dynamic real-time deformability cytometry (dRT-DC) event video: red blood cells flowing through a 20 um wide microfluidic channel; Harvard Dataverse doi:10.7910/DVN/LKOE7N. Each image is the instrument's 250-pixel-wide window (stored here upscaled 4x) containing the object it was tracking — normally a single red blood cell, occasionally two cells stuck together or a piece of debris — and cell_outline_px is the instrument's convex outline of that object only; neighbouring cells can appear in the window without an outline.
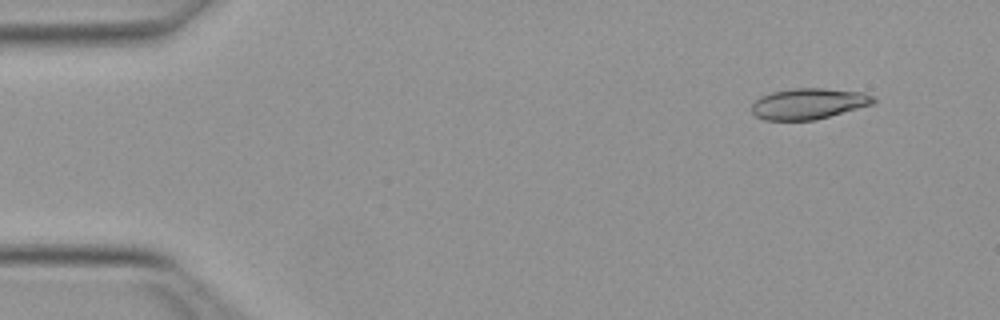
{"species": "Egyptian fruit bat (a non-hibernating species)", "species_latin": "Rousettus aegyptiacus", "temperature_condition": "warm", "stored_images_in_passage": 51, "camera_frame_rate_fps": 3000, "um_per_image_px": 0.085, "animal": {"sex": "female"}, "frame": {"image": 1, "passage_image": 5, "time_ms": 1.333, "image_size_px": [1000, 320], "cell_outline_px": [[876, 100], [872, 104], [816, 120], [764, 120], [756, 116], [752, 112], [752, 104], [760, 96], [772, 92], [792, 88], [824, 88], [864, 92], [872, 96]], "centroid_in_image_um": [68.71, 8.81], "position_along_channel_um": 16.3, "area_um2": 21.91}}
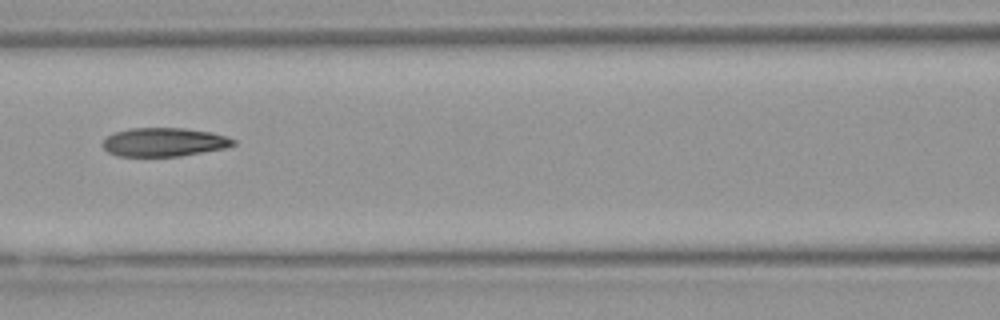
{"frame": {"image": 2, "passage_image": 23, "time_ms": 7.333, "image_size_px": [1000, 320], "cell_outline_px": [[236, 144], [224, 148], [180, 156], [116, 156], [108, 152], [100, 144], [112, 132], [128, 128], [184, 128], [212, 132], [236, 140]], "centroid_in_image_um": [13.9, 12.07], "position_along_channel_um": 152.7, "area_um2": 21.91}}
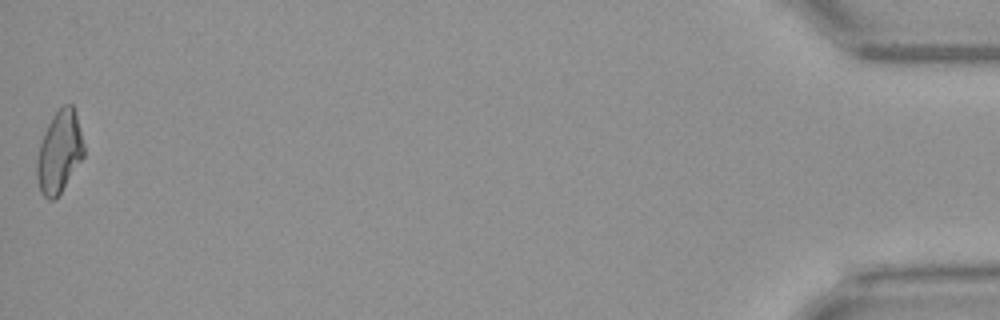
{"frame": {"image": 3, "passage_image": 51, "time_ms": 16.667, "image_size_px": [1000, 320], "cell_outline_px": [[84, 156], [60, 192], [52, 200], [48, 200], [40, 192], [36, 176], [36, 160], [40, 144], [44, 132], [52, 116], [64, 104], [72, 104], [76, 112], [84, 144]], "centroid_in_image_um": [5.03, 12.9], "position_along_channel_um": 430.2, "area_um2": 22.31}, "authors_computed_cell_mechanics": {"area_um2": 22.3686, "velocity_mm_per_s": 4.024, "shape_relaxation_time_tau1_ms": 10.7617, "shape_relaxation_time_tau2_ms": 2.5023, "deformation_change_tau1": 0.2773, "deformation_change_tau2": 0.1049}}